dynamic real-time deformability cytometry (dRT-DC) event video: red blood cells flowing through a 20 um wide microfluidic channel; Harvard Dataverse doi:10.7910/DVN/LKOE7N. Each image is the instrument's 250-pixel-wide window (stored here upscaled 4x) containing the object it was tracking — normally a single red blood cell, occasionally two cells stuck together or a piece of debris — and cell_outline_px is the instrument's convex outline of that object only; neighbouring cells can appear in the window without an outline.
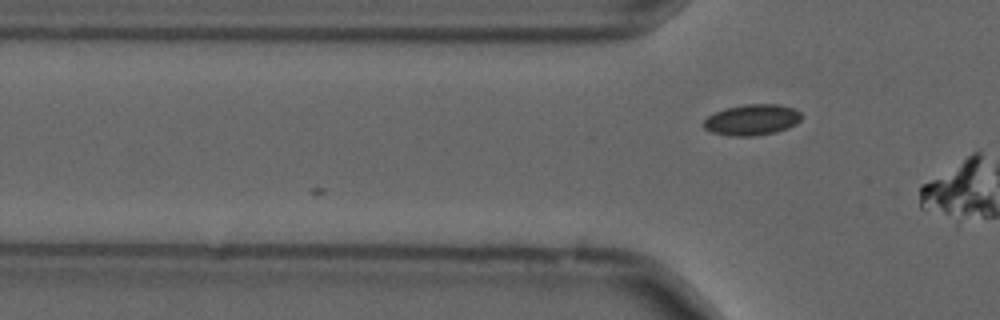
{"species": "common noctule bat (a hibernating species)", "species_latin": "Nyctalus noctula", "temperature_condition": "cold", "stored_images_in_passage": 12, "camera_frame_rate_fps": 3000, "um_per_image_px": 0.085, "animal": {"sex": "male", "forearm_length_mm": 52.5}, "frame": {"image": 1, "passage_image": 12, "time_ms": 3.667, "image_size_px": [1000, 320], "cell_outline_px": [[800, 120], [796, 124], [788, 128], [776, 132], [752, 136], [728, 136], [712, 132], [704, 128], [704, 120], [708, 116], [724, 108], [744, 104], [780, 104], [792, 108], [800, 112]], "centroid_in_image_um": [63.91, 10.18], "position_along_channel_um": 61.9, "area_um2": 17.63}}